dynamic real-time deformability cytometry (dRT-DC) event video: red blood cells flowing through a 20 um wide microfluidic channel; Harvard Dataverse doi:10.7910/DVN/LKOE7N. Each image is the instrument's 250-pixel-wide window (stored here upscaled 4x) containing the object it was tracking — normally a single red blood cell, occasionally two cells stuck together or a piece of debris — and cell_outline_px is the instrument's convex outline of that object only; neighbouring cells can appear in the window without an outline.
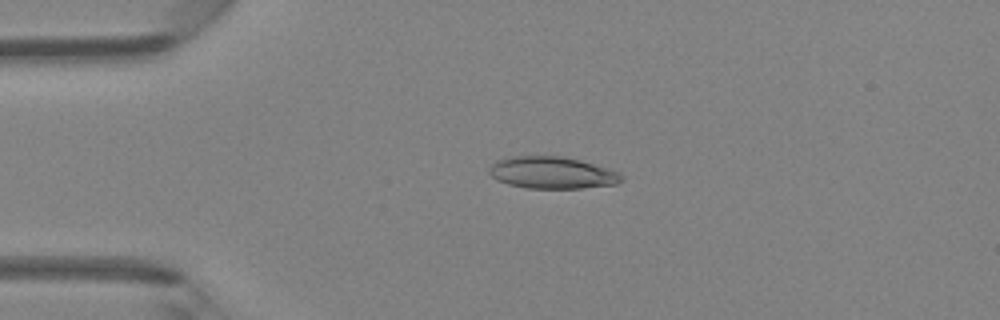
{"species": "Egyptian fruit bat (a non-hibernating species)", "species_latin": "Rousettus aegyptiacus", "temperature_condition": "room temperature", "stored_images_in_passage": 9, "camera_frame_rate_fps": 3000, "um_per_image_px": 0.085, "animal": {"sex": "female"}, "frame": {"image": 1, "passage_image": 3, "time_ms": 0.667, "image_size_px": [1000, 320], "cell_outline_px": [[624, 180], [616, 184], [580, 188], [528, 188], [508, 184], [496, 180], [488, 172], [488, 168], [496, 160], [508, 156], [560, 156], [580, 160], [608, 168], [620, 172], [624, 176]], "centroid_in_image_um": [46.92, 14.67], "position_along_channel_um": 38.1, "area_um2": 24.8}}
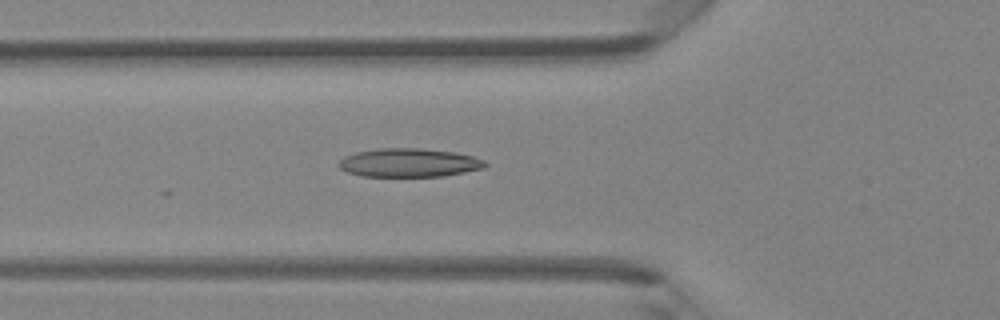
{"frame": {"image": 2, "passage_image": 9, "time_ms": 2.667, "image_size_px": [1000, 320], "cell_outline_px": [[488, 164], [484, 168], [444, 176], [360, 176], [348, 172], [340, 168], [336, 164], [344, 156], [356, 152], [380, 148], [420, 148], [456, 152], [472, 156], [484, 160]], "centroid_in_image_um": [34.76, 13.83], "position_along_channel_um": 91.0, "area_um2": 24.45}}